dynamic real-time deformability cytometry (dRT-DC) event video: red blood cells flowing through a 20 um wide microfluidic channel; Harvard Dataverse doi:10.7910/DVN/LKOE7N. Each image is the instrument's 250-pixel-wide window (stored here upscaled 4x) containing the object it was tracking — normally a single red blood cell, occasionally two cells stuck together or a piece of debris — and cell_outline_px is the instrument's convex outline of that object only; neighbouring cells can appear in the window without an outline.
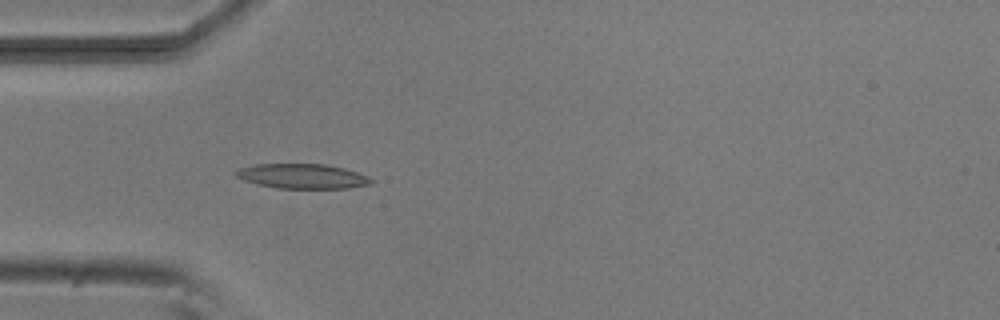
{"species": "common noctule bat (a hibernating species)", "species_latin": "Nyctalus noctula", "temperature_condition": "room temperature", "stored_images_in_passage": 4, "camera_frame_rate_fps": 3000, "um_per_image_px": 0.085, "animal": {"sex": "male", "body_mass_g": 20.5, "forearm_length_mm": 52.5}, "frame": {"image": 1, "passage_image": 4, "time_ms": 3.333, "image_size_px": [1000, 320], "cell_outline_px": [[376, 180], [372, 184], [348, 188], [276, 188], [256, 184], [244, 180], [236, 176], [232, 172], [240, 168], [256, 164], [324, 164], [344, 168], [368, 176]], "centroid_in_image_um": [25.71, 14.98], "position_along_channel_um": 59.3, "area_um2": 19.59}}